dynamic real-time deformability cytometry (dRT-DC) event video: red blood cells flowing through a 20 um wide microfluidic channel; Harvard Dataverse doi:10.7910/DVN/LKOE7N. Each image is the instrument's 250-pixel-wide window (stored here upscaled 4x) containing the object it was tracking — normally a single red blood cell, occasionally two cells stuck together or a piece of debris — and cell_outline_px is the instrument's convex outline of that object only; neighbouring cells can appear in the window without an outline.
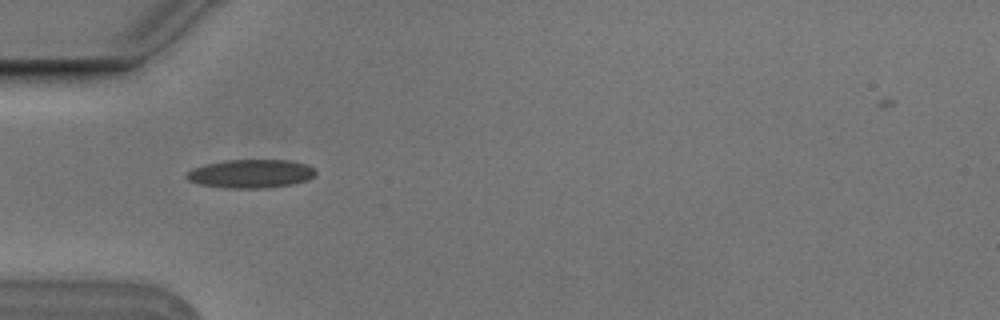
{"species": "Egyptian fruit bat (a non-hibernating species)", "species_latin": "Rousettus aegyptiacus", "temperature_condition": "cold", "stored_images_in_passage": 6, "camera_frame_rate_fps": 3000, "um_per_image_px": 0.085, "animal": {"sex": "male"}, "frame": {"image": 1, "passage_image": 5, "time_ms": 1.333, "image_size_px": [1000, 320], "cell_outline_px": [[316, 172], [308, 180], [292, 184], [264, 188], [224, 188], [200, 184], [188, 180], [184, 176], [192, 168], [204, 164], [224, 160], [292, 160], [308, 164]], "centroid_in_image_um": [21.3, 14.76], "position_along_channel_um": 63.7, "area_um2": 21.56}}